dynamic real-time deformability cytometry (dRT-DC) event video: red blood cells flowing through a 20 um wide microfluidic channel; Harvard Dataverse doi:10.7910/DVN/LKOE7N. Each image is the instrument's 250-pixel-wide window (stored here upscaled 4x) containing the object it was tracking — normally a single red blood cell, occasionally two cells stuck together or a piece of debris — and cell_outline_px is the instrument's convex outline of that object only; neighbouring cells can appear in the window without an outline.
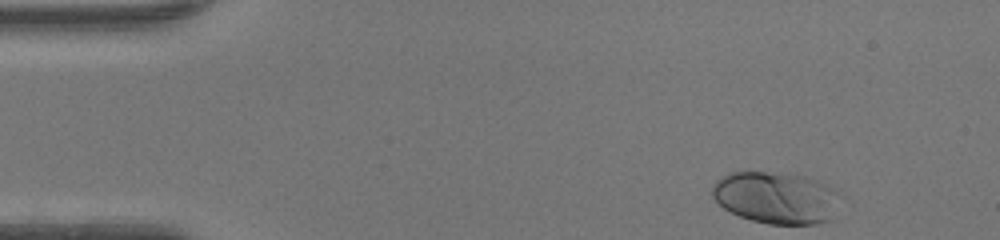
{"species": "human", "species_latin": "Homo sapiens", "temperature_condition": "warm", "stored_images_in_passage": 37, "camera_frame_rate_fps": 3000, "um_per_image_px": 0.085, "donor": {"sex": "female"}, "frame": {"image": 1, "passage_image": 1, "time_ms": 0.0, "image_size_px": [1000, 240], "cell_outline_px": [[836, 192], [828, 220], [816, 224], [768, 224], [752, 220], [740, 216], [724, 208], [712, 196], [712, 188], [716, 180], [732, 172], [764, 172], [804, 176], [824, 184], [832, 188]], "centroid_in_image_um": [65.85, 16.8], "position_along_channel_um": 19.1, "area_um2": 37.45}}
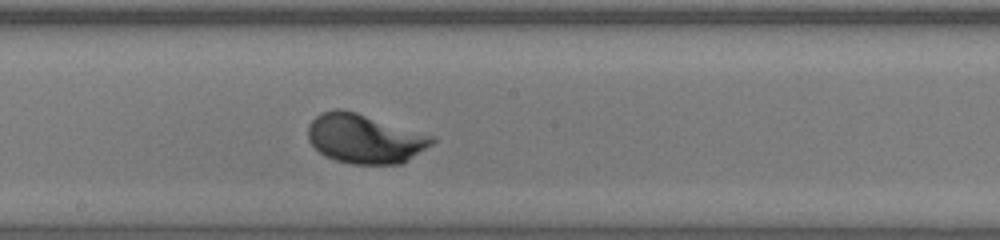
{"frame": {"image": 2, "passage_image": 22, "time_ms": 7.0, "image_size_px": [1000, 240], "cell_outline_px": [[436, 140], [432, 144], [408, 160], [400, 164], [348, 164], [336, 160], [320, 152], [308, 140], [308, 124], [320, 112], [336, 108], [340, 108], [356, 112], [436, 136]], "centroid_in_image_um": [31.01, 11.77], "position_along_channel_um": 217.2, "area_um2": 35.72}}
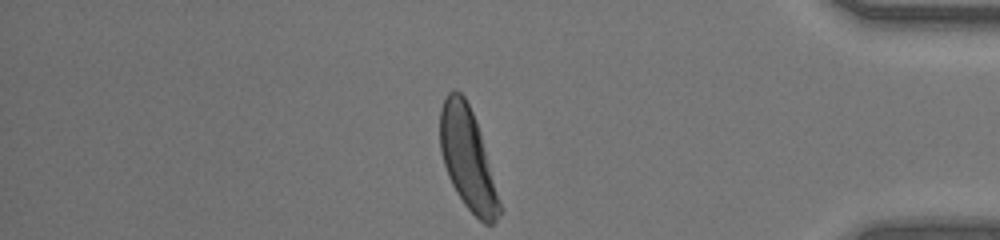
{"frame": {"image": 3, "passage_image": 37, "time_ms": 12.0, "image_size_px": [1000, 240], "cell_outline_px": [[500, 212], [496, 220], [492, 224], [484, 224], [464, 204], [456, 192], [448, 176], [440, 152], [440, 108], [448, 92], [452, 88], [456, 88], [464, 96], [472, 112], [480, 132], [500, 204]], "centroid_in_image_um": [39.71, 13.45], "position_along_channel_um": 395.5, "area_um2": 34.51}, "authors_computed_cell_mechanics": {"area_um2": 34.7378, "velocity_mm_per_s": 4.2167, "shape_relaxation_time_tau1_ms": 1.5883, "shape_relaxation_time_tau2_ms": null, "deformation_change_tau1": 0.1403, "deformation_change_tau2": null}}